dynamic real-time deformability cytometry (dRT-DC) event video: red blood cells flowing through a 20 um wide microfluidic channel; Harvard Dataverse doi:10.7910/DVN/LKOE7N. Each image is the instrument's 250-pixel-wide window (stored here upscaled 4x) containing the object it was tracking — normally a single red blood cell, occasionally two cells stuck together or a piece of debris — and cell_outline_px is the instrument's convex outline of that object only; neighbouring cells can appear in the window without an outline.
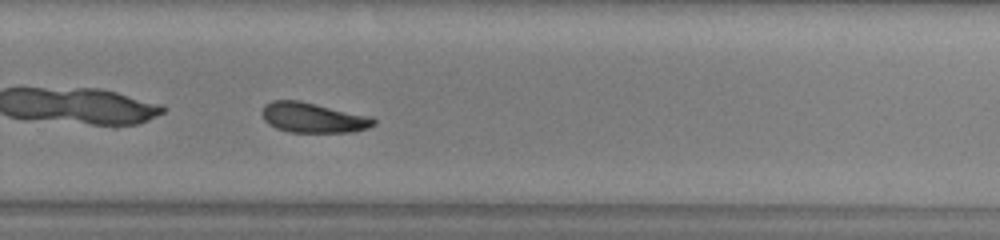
{"species": "common noctule bat (a hibernating species)", "species_latin": "Nyctalus noctula", "temperature_condition": "warm", "stored_images_in_passage": 44, "camera_frame_rate_fps": 3000, "um_per_image_px": 0.085, "animal": {"sex": "male", "body_mass_g": 13.0, "forearm_length_mm": 53.1}, "frame": {"image": 1, "passage_image": 26, "time_ms": 8.333, "image_size_px": [1000, 240], "cell_outline_px": [[376, 124], [368, 128], [352, 132], [288, 132], [276, 128], [268, 124], [264, 120], [260, 112], [264, 104], [272, 100], [300, 100], [372, 116], [376, 120]], "centroid_in_image_um": [26.6, 9.99], "position_along_channel_um": 303.2, "area_um2": 19.94}}
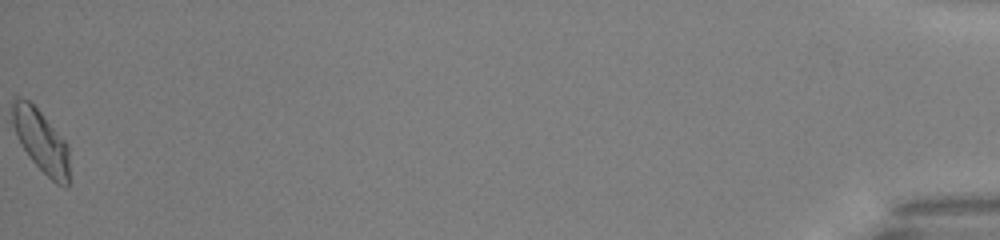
{"frame": {"image": 2, "passage_image": 44, "time_ms": 14.333, "image_size_px": [1000, 240], "cell_outline_px": [[68, 184], [64, 188], [56, 184], [28, 156], [12, 124], [12, 100], [28, 100], [40, 112], [68, 144]], "centroid_in_image_um": [3.51, 12.02], "position_along_channel_um": 431.7, "area_um2": 20.06}, "authors_computed_cell_mechanics": {"area_um2": 20.0277, "velocity_mm_per_s": 3.9905, "shape_relaxation_time_tau1_ms": 3.8439, "shape_relaxation_time_tau2_ms": 5.4606, "deformation_change_tau1": 0.1418, "deformation_change_tau2": 0.1118}}